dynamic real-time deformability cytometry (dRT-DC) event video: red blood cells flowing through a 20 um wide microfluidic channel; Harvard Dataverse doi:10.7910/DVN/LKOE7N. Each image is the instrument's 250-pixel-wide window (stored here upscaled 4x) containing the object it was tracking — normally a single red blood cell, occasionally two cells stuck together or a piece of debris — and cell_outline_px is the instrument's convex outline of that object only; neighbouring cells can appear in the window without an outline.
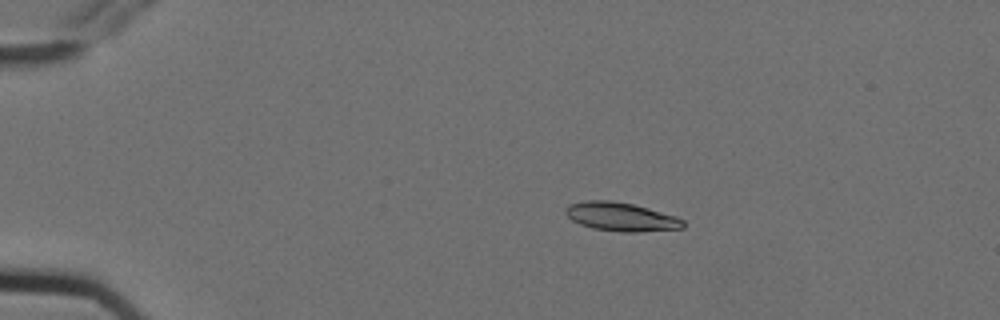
{"species": "Egyptian fruit bat (a non-hibernating species)", "species_latin": "Rousettus aegyptiacus", "temperature_condition": "cold", "stored_images_in_passage": 7, "camera_frame_rate_fps": 3000, "um_per_image_px": 0.085, "animal": {"sex": "female"}, "frame": {"image": 1, "passage_image": 3, "time_ms": 0.667, "image_size_px": [1000, 320], "cell_outline_px": [[684, 228], [636, 232], [620, 232], [592, 228], [580, 224], [572, 220], [564, 212], [564, 208], [568, 204], [588, 200], [612, 200], [632, 204], [648, 208], [676, 216], [684, 220]], "centroid_in_image_um": [52.77, 18.42], "position_along_channel_um": 32.2, "area_um2": 19.71}}
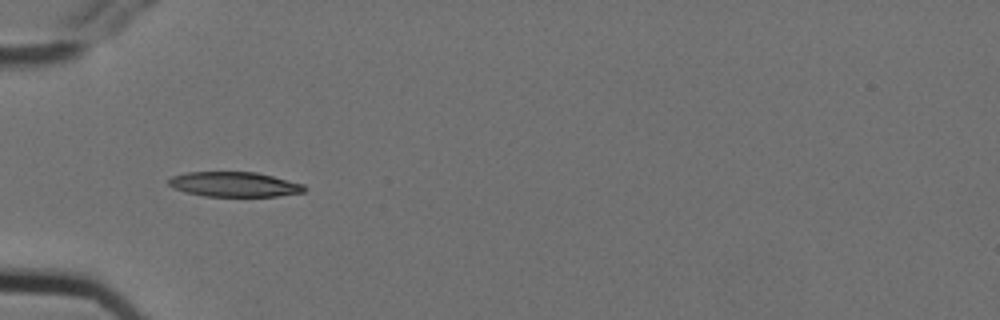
{"frame": {"image": 2, "passage_image": 5, "time_ms": 1.333, "image_size_px": [1000, 320], "cell_outline_px": [[308, 188], [304, 192], [276, 196], [204, 196], [184, 192], [168, 184], [168, 180], [172, 176], [188, 172], [256, 172], [304, 184]], "centroid_in_image_um": [19.93, 15.67], "position_along_channel_um": 65.1, "area_um2": 19.59}}